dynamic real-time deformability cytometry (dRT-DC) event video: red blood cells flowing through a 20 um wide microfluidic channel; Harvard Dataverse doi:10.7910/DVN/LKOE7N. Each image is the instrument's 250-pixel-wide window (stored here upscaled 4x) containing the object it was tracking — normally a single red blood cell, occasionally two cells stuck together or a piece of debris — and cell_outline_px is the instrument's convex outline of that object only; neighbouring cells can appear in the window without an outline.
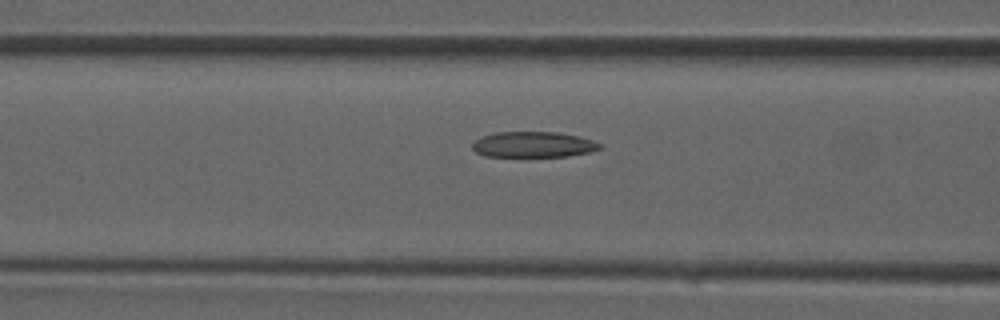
{"species": "common noctule bat (a hibernating species)", "species_latin": "Nyctalus noctula", "temperature_condition": "room temperature", "stored_images_in_passage": 18, "camera_frame_rate_fps": 3000, "um_per_image_px": 0.085, "animal": {"sex": "male", "forearm_length_mm": 52.5}, "frame": {"image": 1, "passage_image": 13, "time_ms": 4.0, "image_size_px": [1000, 320], "cell_outline_px": [[600, 148], [588, 152], [568, 156], [484, 156], [476, 152], [472, 148], [472, 144], [480, 136], [496, 132], [556, 132], [580, 136], [592, 140], [600, 144]], "centroid_in_image_um": [45.29, 12.28], "position_along_channel_um": 121.3, "area_um2": 18.96}}
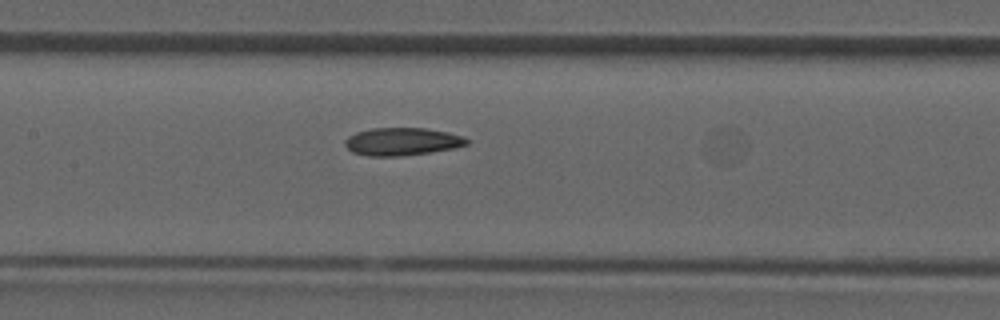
{"frame": {"image": 2, "passage_image": 16, "time_ms": 5.0, "image_size_px": [1000, 320], "cell_outline_px": [[468, 144], [452, 148], [428, 152], [400, 156], [368, 156], [352, 152], [344, 144], [344, 140], [348, 136], [356, 132], [372, 128], [424, 128], [448, 132], [464, 136], [468, 140]], "centroid_in_image_um": [34.14, 12.03], "position_along_channel_um": 173.3, "area_um2": 19.59}}